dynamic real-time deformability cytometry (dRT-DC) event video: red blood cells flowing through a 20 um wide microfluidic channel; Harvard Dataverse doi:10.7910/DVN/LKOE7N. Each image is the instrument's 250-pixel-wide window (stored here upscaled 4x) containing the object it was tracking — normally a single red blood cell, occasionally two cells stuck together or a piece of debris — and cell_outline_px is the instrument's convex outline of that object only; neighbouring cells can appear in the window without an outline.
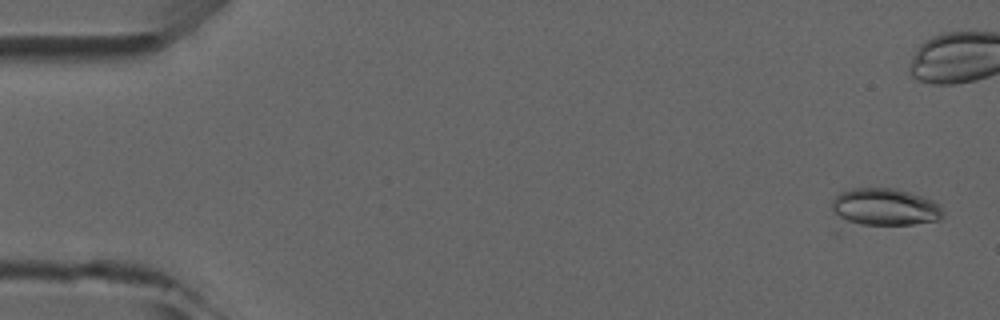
{"species": "common noctule bat (a hibernating species)", "species_latin": "Nyctalus noctula", "temperature_condition": "room temperature", "stored_images_in_passage": 7, "camera_frame_rate_fps": 3000, "um_per_image_px": 0.085, "animal": {"sex": "male", "forearm_length_mm": 52.5}, "frame": {"image": 1, "passage_image": 1, "time_ms": 0.0, "image_size_px": [1000, 320], "cell_outline_px": [[944, 216], [940, 220], [912, 224], [844, 224], [832, 208], [832, 200], [840, 192], [852, 188], [892, 188], [908, 192], [932, 200], [940, 204], [944, 212]], "centroid_in_image_um": [75.2, 17.61], "position_along_channel_um": 9.8, "area_um2": 24.22}}
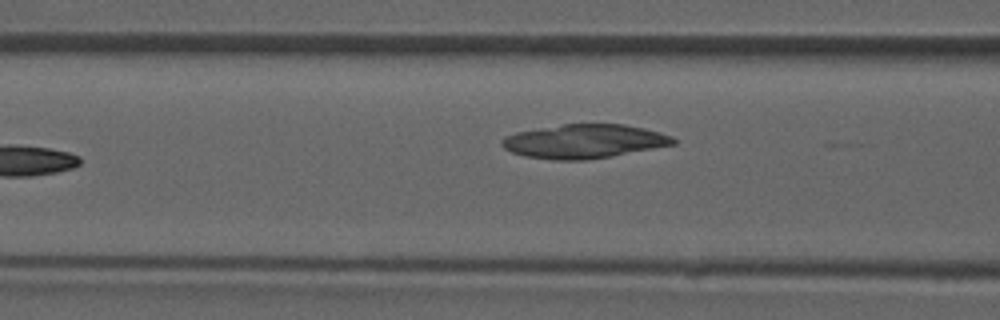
{"frame": {"image": 2, "passage_image": 7, "time_ms": 7.0, "image_size_px": [1000, 320], "cell_outline_px": [[676, 144], [588, 160], [556, 160], [524, 156], [512, 152], [504, 148], [500, 144], [500, 140], [504, 136], [516, 132], [564, 124], [624, 124], [644, 128], [660, 132], [672, 136], [676, 140]], "centroid_in_image_um": [49.63, 12.01], "position_along_channel_um": 117.0, "area_um2": 33.81}}